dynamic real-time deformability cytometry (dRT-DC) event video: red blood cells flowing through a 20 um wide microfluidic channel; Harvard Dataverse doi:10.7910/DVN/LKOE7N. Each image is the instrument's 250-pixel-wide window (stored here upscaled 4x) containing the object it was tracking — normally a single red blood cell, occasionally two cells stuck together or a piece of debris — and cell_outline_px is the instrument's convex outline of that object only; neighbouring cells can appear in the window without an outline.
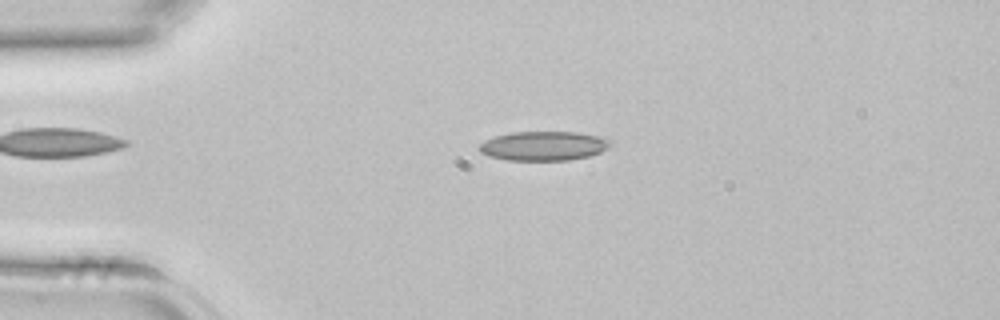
{"species": "common noctule bat (a hibernating species)", "species_latin": "Nyctalus noctula", "temperature_condition": "room temperature", "stored_images_in_passage": 36, "camera_frame_rate_fps": 3000, "um_per_image_px": 0.085, "animal": {"sex": "female", "body_mass_g": 22.7, "forearm_length_mm": 54.2}, "frame": {"image": 1, "passage_image": 3, "time_ms": 0.667, "image_size_px": [1000, 320], "cell_outline_px": [[612, 144], [600, 152], [588, 156], [568, 160], [508, 160], [488, 156], [480, 152], [476, 148], [484, 140], [496, 136], [512, 132], [576, 132], [600, 136], [612, 140]], "centroid_in_image_um": [46.19, 12.4], "position_along_channel_um": 38.8, "area_um2": 22.43}}
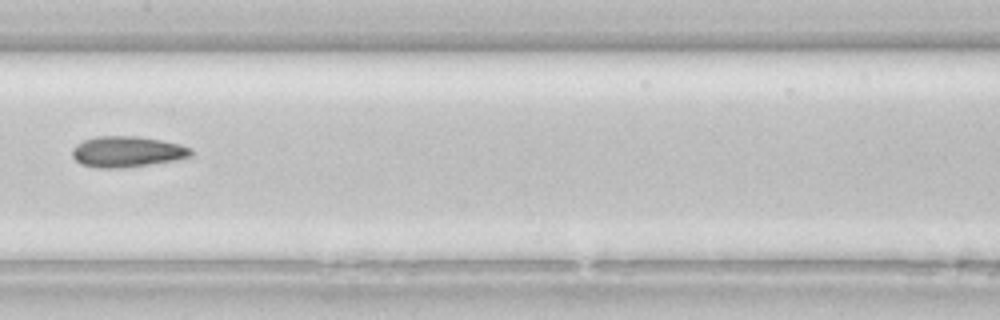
{"frame": {"image": 2, "passage_image": 15, "time_ms": 4.667, "image_size_px": [1000, 320], "cell_outline_px": [[192, 156], [172, 160], [148, 164], [120, 168], [100, 168], [80, 164], [72, 156], [72, 148], [76, 144], [84, 140], [96, 136], [136, 136], [160, 140], [180, 144], [192, 148]], "centroid_in_image_um": [10.77, 12.88], "position_along_channel_um": 196.6, "area_um2": 21.21}}
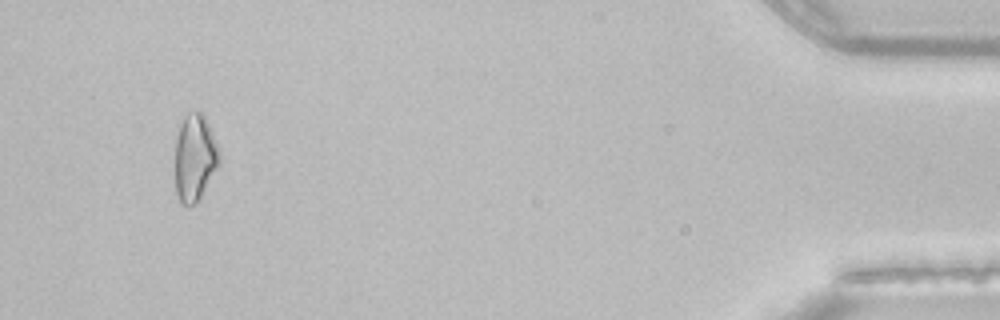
{"frame": {"image": 3, "passage_image": 34, "time_ms": 11.0, "image_size_px": [1000, 320], "cell_outline_px": [[220, 164], [196, 204], [180, 204], [176, 192], [176, 136], [180, 124], [184, 116], [188, 112], [200, 108], [204, 112], [220, 148]], "centroid_in_image_um": [16.59, 13.32], "position_along_channel_um": 418.6, "area_um2": 22.95}}